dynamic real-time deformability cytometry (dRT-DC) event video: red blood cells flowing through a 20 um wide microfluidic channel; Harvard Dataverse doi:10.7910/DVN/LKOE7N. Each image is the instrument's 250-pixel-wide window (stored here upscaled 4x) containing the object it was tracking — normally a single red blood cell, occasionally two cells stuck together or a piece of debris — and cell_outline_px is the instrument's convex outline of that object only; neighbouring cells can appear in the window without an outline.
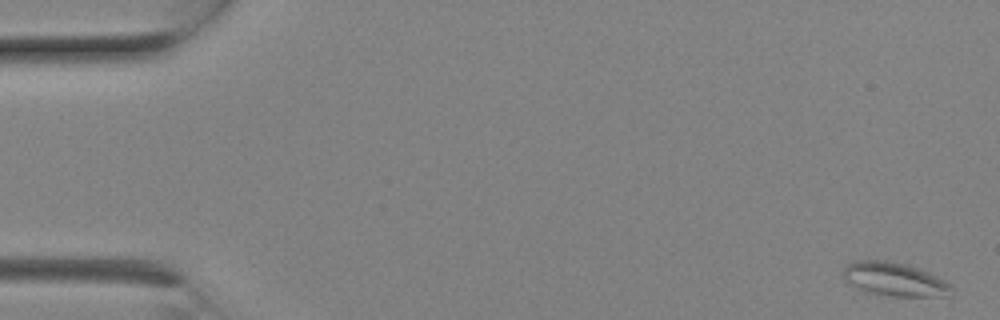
{"species": "Egyptian fruit bat (a non-hibernating species)", "species_latin": "Rousettus aegyptiacus", "temperature_condition": "room temperature", "stored_images_in_passage": 8, "camera_frame_rate_fps": 3000, "um_per_image_px": 0.085, "animal": {"sex": "female"}, "frame": {"image": 1, "passage_image": 1, "time_ms": 0.0, "image_size_px": [1000, 320], "cell_outline_px": [[952, 296], [892, 296], [868, 292], [856, 288], [848, 284], [844, 280], [844, 268], [852, 260], [888, 260], [908, 264], [920, 268], [944, 280], [952, 288]], "centroid_in_image_um": [76.01, 23.73], "position_along_channel_um": 9.0, "area_um2": 21.39}}
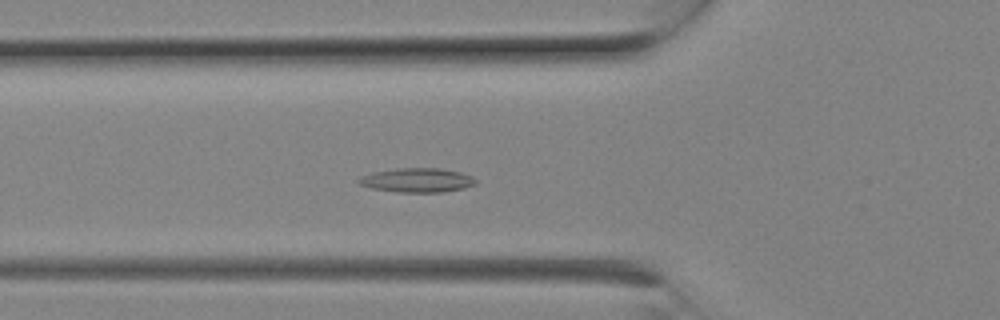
{"frame": {"image": 2, "passage_image": 8, "time_ms": 2.333, "image_size_px": [1000, 320], "cell_outline_px": [[480, 180], [476, 184], [464, 188], [444, 192], [400, 192], [372, 188], [360, 184], [356, 180], [360, 176], [372, 172], [400, 168], [440, 168], [460, 172], [472, 176]], "centroid_in_image_um": [35.5, 15.31], "position_along_channel_um": 90.3, "area_um2": 16.59}}